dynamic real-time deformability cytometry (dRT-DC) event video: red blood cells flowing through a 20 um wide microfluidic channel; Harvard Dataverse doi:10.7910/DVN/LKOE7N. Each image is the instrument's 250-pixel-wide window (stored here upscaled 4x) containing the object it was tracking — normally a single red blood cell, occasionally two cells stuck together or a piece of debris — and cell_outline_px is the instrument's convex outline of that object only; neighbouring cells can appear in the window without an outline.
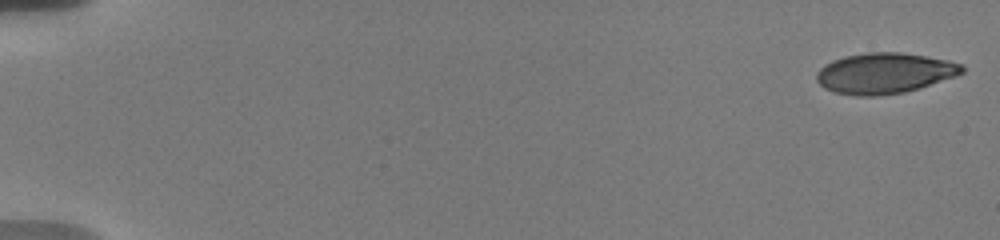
{"species": "human", "species_latin": "Homo sapiens", "temperature_condition": "warm", "stored_images_in_passage": 55, "camera_frame_rate_fps": 3000, "um_per_image_px": 0.085, "donor": {"sex": "male"}, "frame": {"image": 1, "passage_image": 1, "time_ms": 0.0, "image_size_px": [1000, 240], "cell_outline_px": [[964, 72], [956, 76], [904, 92], [872, 96], [856, 96], [832, 92], [824, 88], [816, 80], [816, 72], [824, 64], [832, 60], [844, 56], [868, 52], [900, 52], [948, 60], [964, 64]], "centroid_in_image_um": [75.15, 6.22], "position_along_channel_um": 9.8, "area_um2": 34.51}}
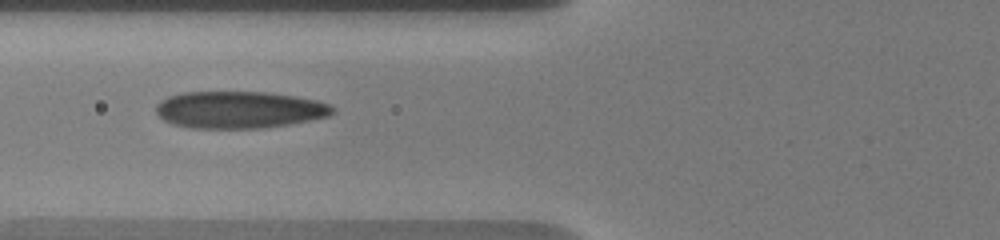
{"frame": {"image": 2, "passage_image": 23, "time_ms": 7.333, "image_size_px": [1000, 240], "cell_outline_px": [[336, 112], [328, 116], [288, 124], [264, 128], [188, 128], [172, 124], [164, 120], [156, 112], [156, 104], [160, 100], [168, 96], [184, 92], [264, 92], [296, 96], [316, 100], [328, 104], [336, 108]], "centroid_in_image_um": [20.32, 9.33], "position_along_channel_um": 105.5, "area_um2": 38.21}}
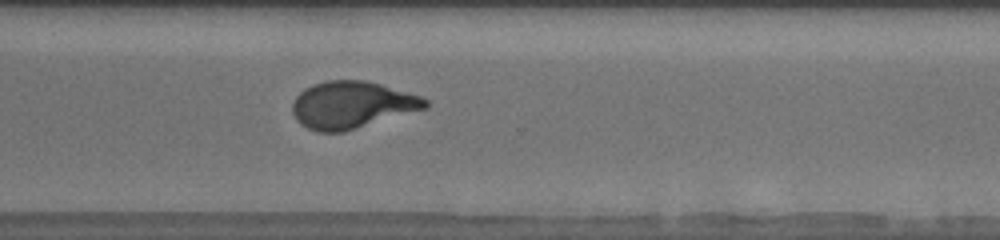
{"frame": {"image": 3, "passage_image": 42, "time_ms": 13.667, "image_size_px": [1000, 240], "cell_outline_px": [[428, 108], [344, 132], [320, 132], [308, 128], [300, 124], [296, 120], [292, 112], [292, 104], [296, 96], [304, 88], [312, 84], [324, 80], [364, 80], [380, 84], [420, 96], [428, 100]], "centroid_in_image_um": [29.89, 8.92], "position_along_channel_um": 340.7, "area_um2": 36.59}, "authors_computed_cell_mechanics": {"area_um2": 36.2984, "velocity_mm_per_s": 3.72, "shape_relaxation_time_tau1_ms": 6.028, "shape_relaxation_time_tau2_ms": 0.9648, "deformation_change_tau1": 0.2297, "deformation_change_tau2": 0.0825}}